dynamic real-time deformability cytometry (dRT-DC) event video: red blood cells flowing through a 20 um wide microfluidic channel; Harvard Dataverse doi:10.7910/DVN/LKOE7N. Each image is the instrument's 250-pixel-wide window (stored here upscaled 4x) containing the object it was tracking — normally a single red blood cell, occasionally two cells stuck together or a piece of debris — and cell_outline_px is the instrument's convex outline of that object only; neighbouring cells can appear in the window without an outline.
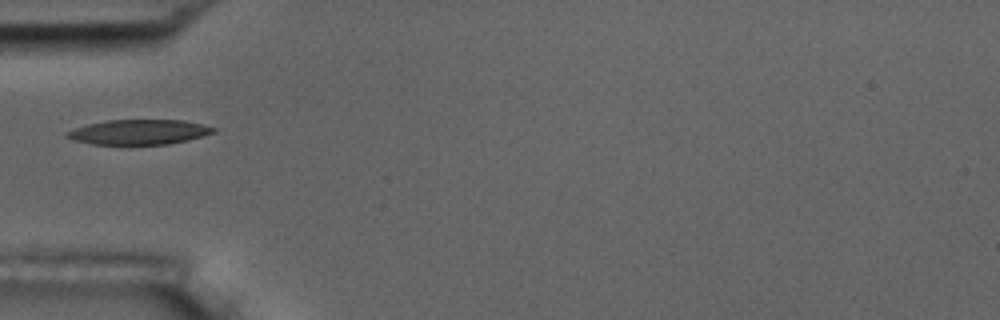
{"species": "common noctule bat (a hibernating species)", "species_latin": "Nyctalus noctula", "temperature_condition": "room temperature", "stored_images_in_passage": 1, "camera_frame_rate_fps": 3000, "um_per_image_px": 0.085, "animal": {"sex": "male", "body_mass_g": 17.5, "forearm_length_mm": 52.3}, "frame": {"image": 1, "passage_image": 1, "time_ms": 0.0, "image_size_px": [1000, 320], "cell_outline_px": [[216, 128], [212, 132], [188, 140], [168, 144], [92, 144], [76, 140], [64, 136], [64, 132], [88, 124], [108, 120], [184, 120]], "centroid_in_image_um": [11.76, 11.22], "position_along_channel_um": 73.2, "area_um2": 20.92}}